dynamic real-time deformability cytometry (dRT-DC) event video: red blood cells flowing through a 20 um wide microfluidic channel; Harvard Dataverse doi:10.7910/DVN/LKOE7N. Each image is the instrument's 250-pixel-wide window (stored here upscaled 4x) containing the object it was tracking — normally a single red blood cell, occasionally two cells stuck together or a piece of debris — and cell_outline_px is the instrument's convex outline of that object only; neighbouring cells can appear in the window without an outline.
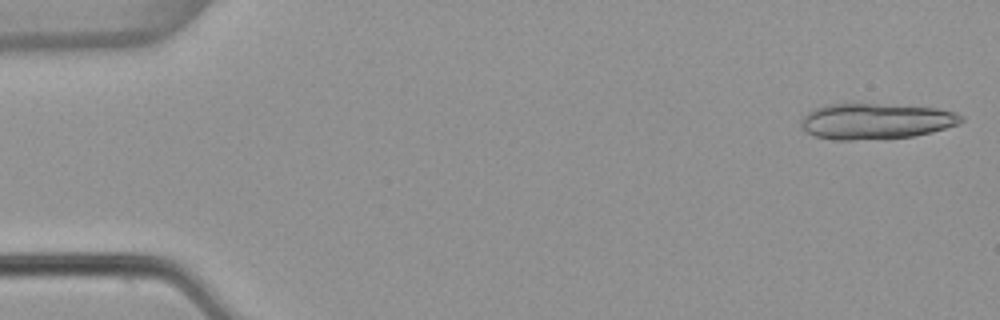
{"species": "common noctule bat (a hibernating species)", "species_latin": "Nyctalus noctula", "temperature_condition": "warm", "stored_images_in_passage": 17, "camera_frame_rate_fps": 3000, "um_per_image_px": 0.085, "animal": {"sex": "female", "body_mass_g": 22.7, "forearm_length_mm": 54.2}, "frame": {"image": 1, "passage_image": 1, "time_ms": 0.0, "image_size_px": [1000, 320], "cell_outline_px": [[964, 120], [960, 124], [932, 132], [912, 136], [852, 140], [832, 140], [816, 136], [808, 132], [800, 124], [800, 120], [808, 112], [820, 104], [876, 104], [936, 108], [956, 112], [964, 116]], "centroid_in_image_um": [74.45, 10.29], "position_along_channel_um": 10.6, "area_um2": 33.35}}